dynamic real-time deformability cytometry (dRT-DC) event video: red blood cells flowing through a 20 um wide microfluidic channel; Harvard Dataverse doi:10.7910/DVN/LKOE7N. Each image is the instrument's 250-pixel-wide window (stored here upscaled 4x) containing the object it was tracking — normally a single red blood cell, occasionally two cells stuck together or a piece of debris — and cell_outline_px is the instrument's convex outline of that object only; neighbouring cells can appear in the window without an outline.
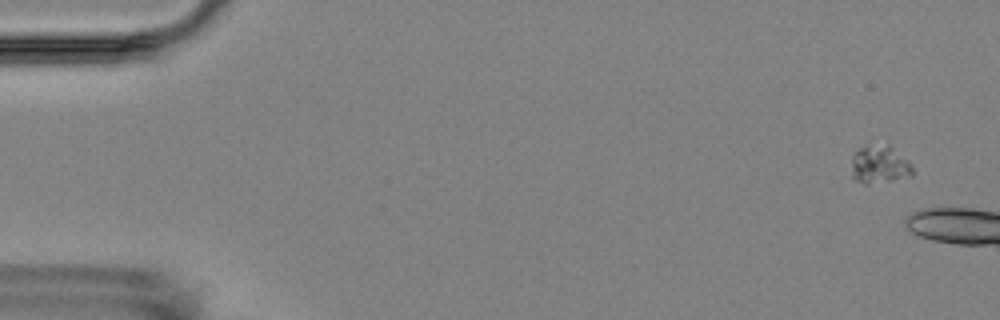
{"species": "Egyptian fruit bat (a non-hibernating species)", "species_latin": "Rousettus aegyptiacus", "temperature_condition": "room temperature", "stored_images_in_passage": 3, "camera_frame_rate_fps": 3000, "um_per_image_px": 0.085, "animal": {"sex": "female"}, "frame": {"image": 1, "passage_image": 1, "time_ms": 0.0, "image_size_px": [1000, 320], "cell_outline_px": [[912, 176], [864, 184], [852, 180], [852, 156], [860, 148], [868, 144], [888, 144], [908, 160], [912, 168]], "centroid_in_image_um": [74.72, 13.97], "position_along_channel_um": 10.3, "area_um2": 13.47}}